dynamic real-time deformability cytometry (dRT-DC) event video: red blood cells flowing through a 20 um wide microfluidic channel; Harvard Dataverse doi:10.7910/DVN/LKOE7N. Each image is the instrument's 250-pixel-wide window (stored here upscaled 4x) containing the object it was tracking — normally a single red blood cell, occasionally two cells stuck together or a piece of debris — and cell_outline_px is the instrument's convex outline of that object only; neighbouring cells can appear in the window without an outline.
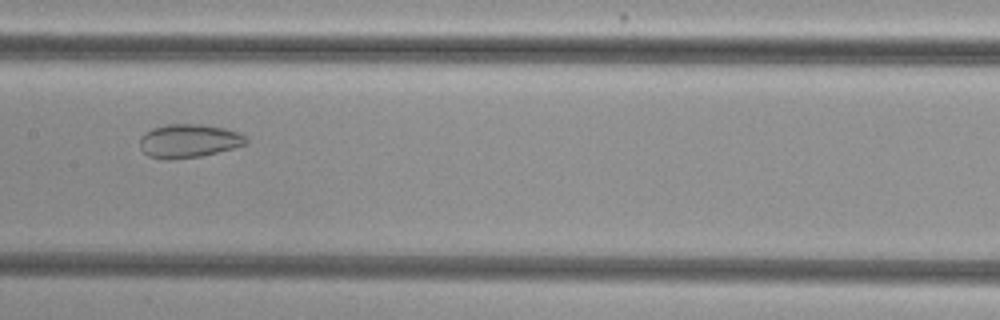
{"species": "common noctule bat (a hibernating species)", "species_latin": "Nyctalus noctula", "temperature_condition": "cold", "stored_images_in_passage": 56, "camera_frame_rate_fps": 3000, "um_per_image_px": 0.085, "animal": {"sex": "female", "body_mass_g": 29.2, "forearm_length_mm": 56.3}, "frame": {"image": 1, "passage_image": 29, "time_ms": 9.333, "image_size_px": [1000, 320], "cell_outline_px": [[248, 144], [200, 156], [168, 160], [148, 156], [140, 148], [140, 136], [144, 132], [152, 128], [164, 124], [200, 124], [224, 128], [236, 132], [244, 136], [248, 140]], "centroid_in_image_um": [16.0, 11.97], "position_along_channel_um": 191.4, "area_um2": 20.75}}
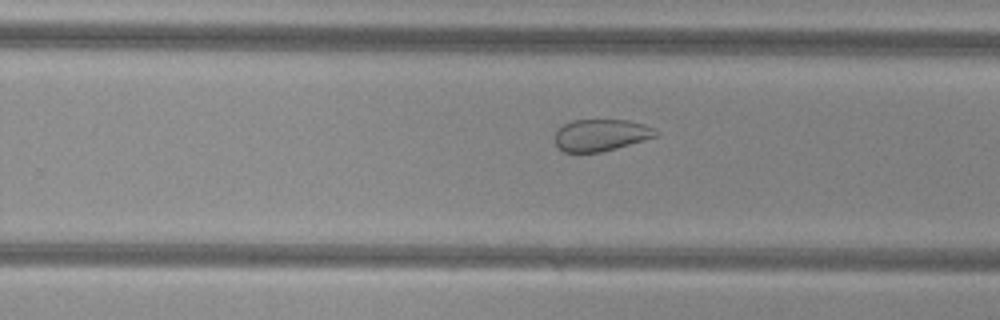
{"frame": {"image": 2, "passage_image": 36, "time_ms": 11.667, "image_size_px": [1000, 320], "cell_outline_px": [[660, 132], [656, 136], [644, 140], [616, 148], [600, 152], [564, 152], [556, 148], [556, 128], [572, 120], [628, 120], [644, 124]], "centroid_in_image_um": [51.05, 11.48], "position_along_channel_um": 278.8, "area_um2": 18.73}}
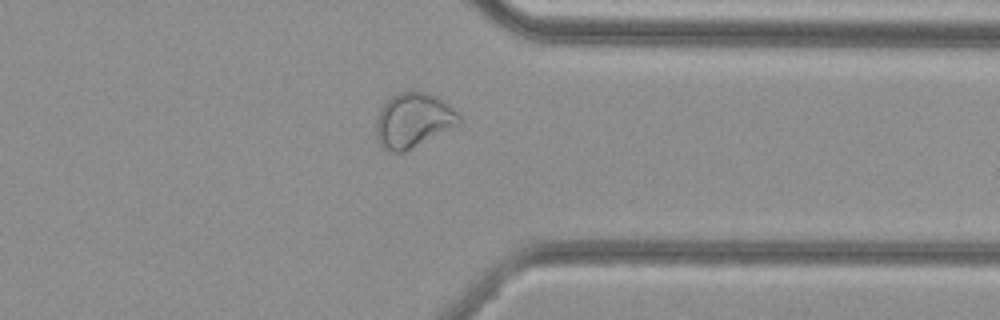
{"frame": {"image": 3, "passage_image": 44, "time_ms": 14.333, "image_size_px": [1000, 320], "cell_outline_px": [[460, 124], [404, 152], [392, 152], [384, 148], [380, 144], [376, 136], [376, 120], [380, 108], [392, 96], [400, 92], [424, 92], [436, 96], [448, 104], [460, 116]], "centroid_in_image_um": [35.11, 10.23], "position_along_channel_um": 376.3, "area_um2": 26.07}, "authors_computed_cell_mechanics": {"area_um2": 28.6399, "velocity_mm_per_s": 3.754, "shape_relaxation_time_tau1_ms": null, "shape_relaxation_time_tau2_ms": 2.1631, "deformation_change_tau1": null, "deformation_change_tau2": 0.069}}